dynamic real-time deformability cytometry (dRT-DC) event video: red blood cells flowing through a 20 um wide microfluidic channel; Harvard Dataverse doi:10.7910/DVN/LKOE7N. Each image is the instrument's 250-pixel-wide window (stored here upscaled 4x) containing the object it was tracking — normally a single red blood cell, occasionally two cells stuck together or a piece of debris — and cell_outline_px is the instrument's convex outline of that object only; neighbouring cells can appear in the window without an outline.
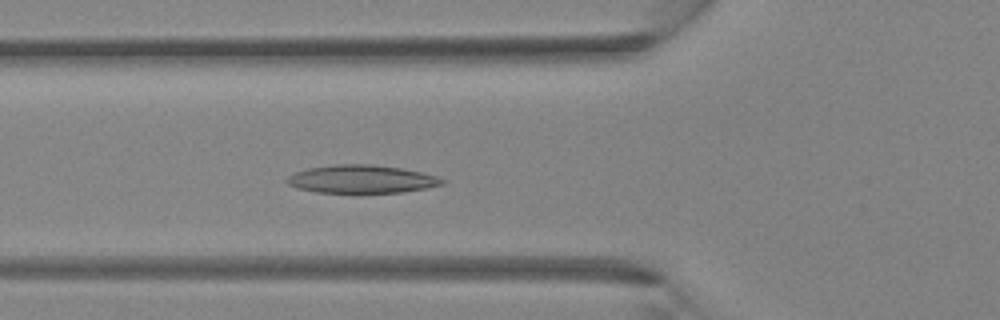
{"species": "Egyptian fruit bat (a non-hibernating species)", "species_latin": "Rousettus aegyptiacus", "temperature_condition": "room temperature", "stored_images_in_passage": 39, "camera_frame_rate_fps": 3000, "um_per_image_px": 0.085, "animal": {"sex": "female"}, "frame": {"image": 1, "passage_image": 14, "time_ms": 4.333, "image_size_px": [1000, 320], "cell_outline_px": [[448, 180], [444, 184], [404, 192], [316, 192], [296, 188], [288, 184], [284, 180], [288, 176], [296, 172], [308, 168], [336, 164], [368, 164], [400, 168], [420, 172], [436, 176]], "centroid_in_image_um": [30.72, 15.22], "position_along_channel_um": 95.1, "area_um2": 25.2}}
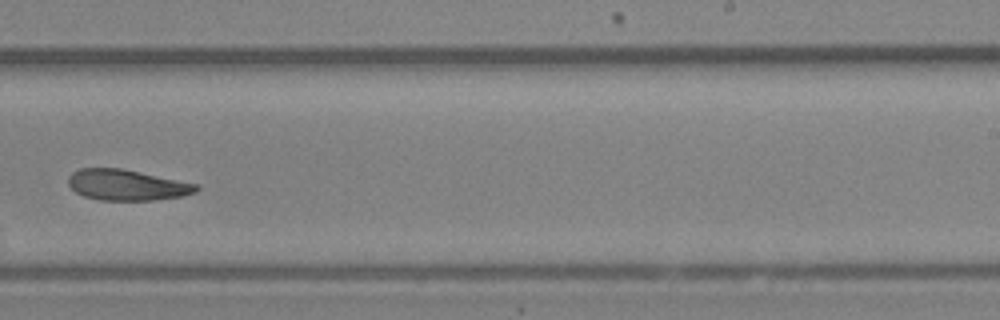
{"frame": {"image": 2, "passage_image": 25, "time_ms": 8.0, "image_size_px": [1000, 320], "cell_outline_px": [[200, 188], [196, 192], [184, 196], [156, 200], [100, 200], [84, 196], [76, 192], [68, 184], [68, 176], [72, 172], [80, 168], [120, 168], [200, 184]], "centroid_in_image_um": [10.82, 15.72], "position_along_channel_um": 278.2, "area_um2": 23.12}}
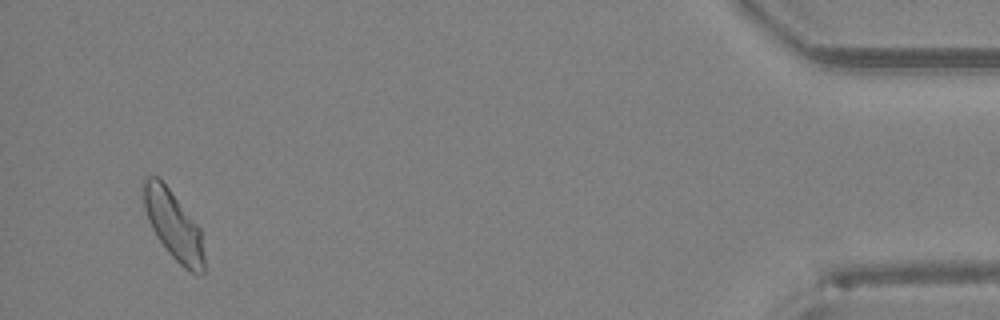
{"frame": {"image": 3, "passage_image": 38, "time_ms": 12.333, "image_size_px": [1000, 320], "cell_outline_px": [[204, 272], [192, 272], [184, 268], [168, 252], [156, 236], [148, 220], [144, 204], [140, 184], [140, 180], [148, 176], [156, 176], [168, 188], [200, 228], [204, 256]], "centroid_in_image_um": [14.7, 19.1], "position_along_channel_um": 420.5, "area_um2": 23.99}}